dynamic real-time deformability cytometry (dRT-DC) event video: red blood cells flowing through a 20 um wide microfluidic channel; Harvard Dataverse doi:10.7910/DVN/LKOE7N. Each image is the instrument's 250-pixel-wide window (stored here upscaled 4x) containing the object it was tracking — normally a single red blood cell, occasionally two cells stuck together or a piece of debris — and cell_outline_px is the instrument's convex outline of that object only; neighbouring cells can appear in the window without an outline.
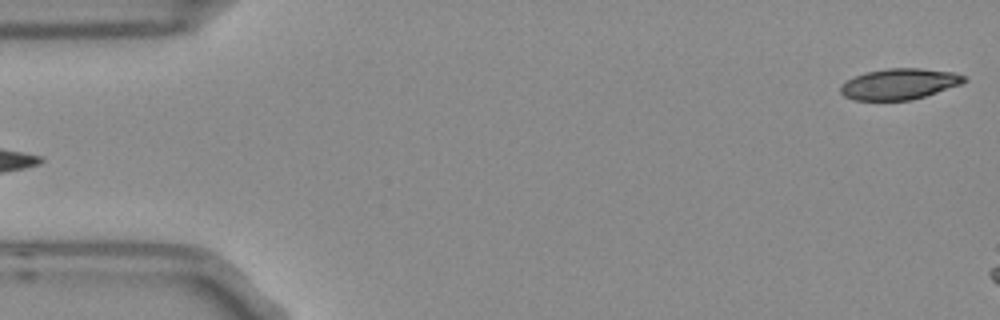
{"species": "Egyptian fruit bat (a non-hibernating species)", "species_latin": "Rousettus aegyptiacus", "temperature_condition": "room temperature", "stored_images_in_passage": 5, "segment_of_instrument_passage": [2, 2], "camera_frame_rate_fps": 3000, "um_per_image_px": 0.085, "frame": {"image": 1, "passage_image": 5, "time_ms": 1.333, "image_size_px": [1000, 320], "cell_outline_px": [[968, 80], [960, 84], [924, 96], [908, 100], [856, 100], [844, 96], [840, 92], [840, 84], [856, 76], [868, 72], [888, 68], [920, 68], [952, 72], [968, 76]], "centroid_in_image_um": [76.45, 7.13], "position_along_channel_um": 8.5, "area_um2": 22.02}}